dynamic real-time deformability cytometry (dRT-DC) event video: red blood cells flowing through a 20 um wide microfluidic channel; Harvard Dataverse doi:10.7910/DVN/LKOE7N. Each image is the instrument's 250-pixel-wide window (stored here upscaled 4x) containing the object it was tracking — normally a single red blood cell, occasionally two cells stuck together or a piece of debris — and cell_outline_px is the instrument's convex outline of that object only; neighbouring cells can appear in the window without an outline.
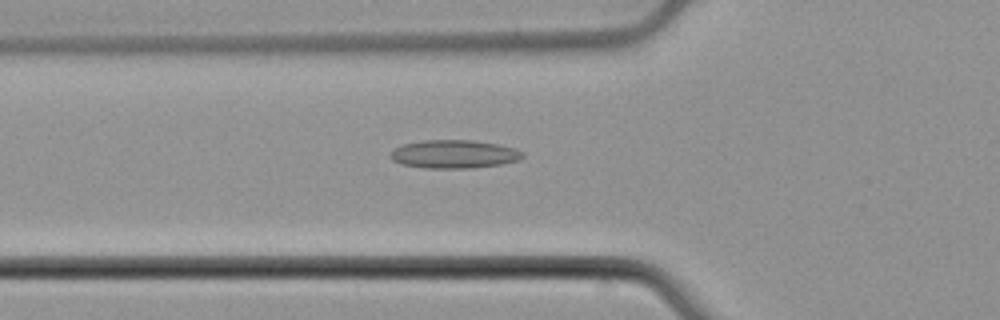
{"species": "common noctule bat (a hibernating species)", "species_latin": "Nyctalus noctula", "temperature_condition": "cold", "stored_images_in_passage": 48, "camera_frame_rate_fps": 3000, "um_per_image_px": 0.085, "animal": {"sex": "male", "body_mass_g": 21.5, "forearm_length_mm": 52.0}, "frame": {"image": 1, "passage_image": 13, "time_ms": 4.0, "image_size_px": [1000, 320], "cell_outline_px": [[524, 156], [520, 160], [500, 164], [472, 168], [424, 168], [400, 164], [392, 160], [388, 156], [396, 148], [404, 144], [424, 140], [476, 140], [500, 144], [516, 148], [524, 152]], "centroid_in_image_um": [38.63, 13.1], "position_along_channel_um": 87.2, "area_um2": 22.02}}
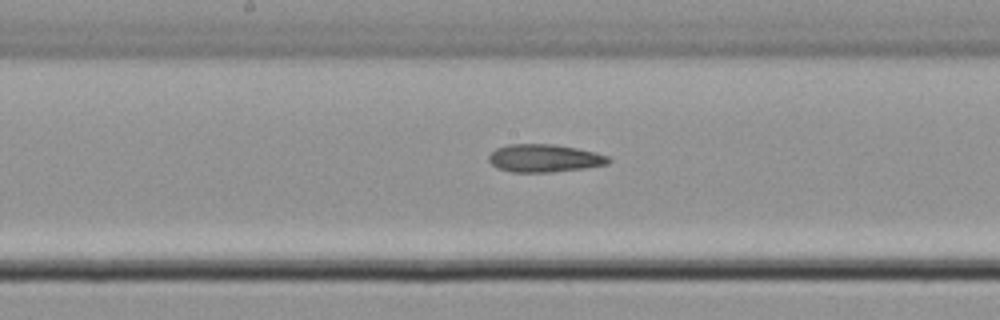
{"frame": {"image": 2, "passage_image": 22, "time_ms": 7.0, "image_size_px": [1000, 320], "cell_outline_px": [[612, 160], [608, 164], [584, 168], [552, 172], [512, 172], [496, 168], [488, 160], [488, 156], [496, 148], [508, 144], [552, 144], [576, 148], [596, 152], [608, 156]], "centroid_in_image_um": [46.26, 13.45], "position_along_channel_um": 201.9, "area_um2": 19.48}}
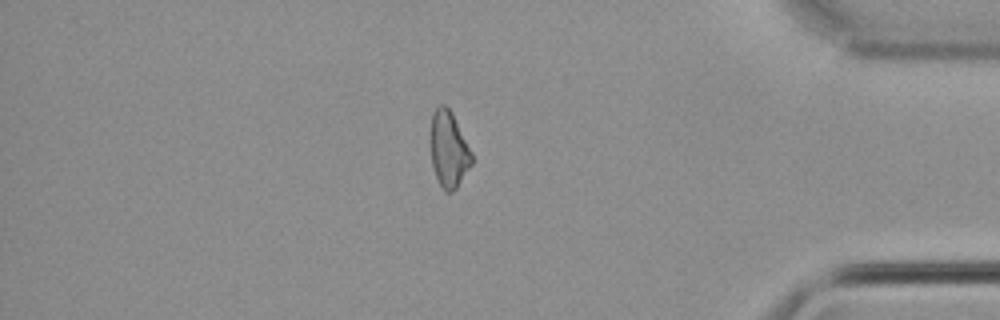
{"frame": {"image": 3, "passage_image": 40, "time_ms": 13.0, "image_size_px": [1000, 320], "cell_outline_px": [[472, 164], [456, 188], [452, 192], [444, 192], [436, 176], [432, 164], [432, 112], [440, 104], [444, 104], [452, 112], [472, 152]], "centroid_in_image_um": [38.16, 12.7], "position_along_channel_um": 397.0, "area_um2": 17.92}, "authors_computed_cell_mechanics": {"area_um2": 19.1318, "velocity_mm_per_s": 3.8093, "shape_relaxation_time_tau1_ms": 6.3469, "shape_relaxation_time_tau2_ms": 9.0521, "deformation_change_tau1": 0.1141, "deformation_change_tau2": 0.2225}}